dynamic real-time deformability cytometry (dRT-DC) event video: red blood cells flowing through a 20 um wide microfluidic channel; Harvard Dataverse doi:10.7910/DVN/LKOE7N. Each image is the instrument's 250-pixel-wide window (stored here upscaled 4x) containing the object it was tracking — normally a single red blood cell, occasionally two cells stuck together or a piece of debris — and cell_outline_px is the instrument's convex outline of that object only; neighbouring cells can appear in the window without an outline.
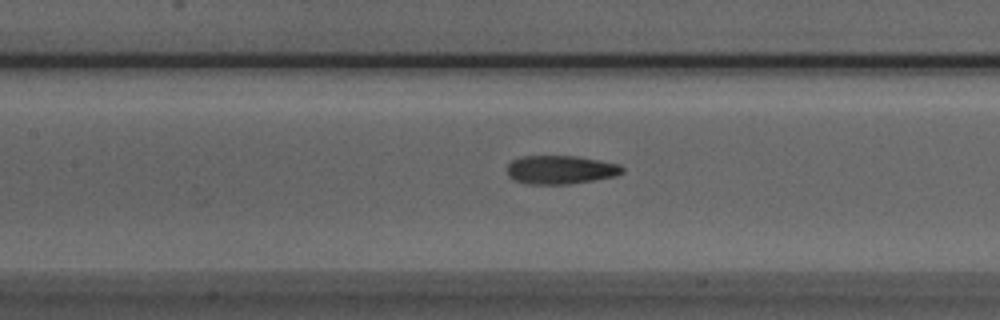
{"species": "Egyptian fruit bat (a non-hibernating species)", "species_latin": "Rousettus aegyptiacus", "temperature_condition": "room temperature", "stored_images_in_passage": 40, "camera_frame_rate_fps": 3000, "um_per_image_px": 0.085, "animal": {"sex": "male"}, "frame": {"image": 1, "passage_image": 17, "time_ms": 5.333, "image_size_px": [1000, 320], "cell_outline_px": [[624, 172], [616, 176], [568, 184], [528, 184], [512, 180], [508, 176], [508, 164], [512, 160], [520, 156], [576, 156], [620, 164], [624, 168]], "centroid_in_image_um": [47.63, 14.43], "position_along_channel_um": 159.8, "area_um2": 19.25}}
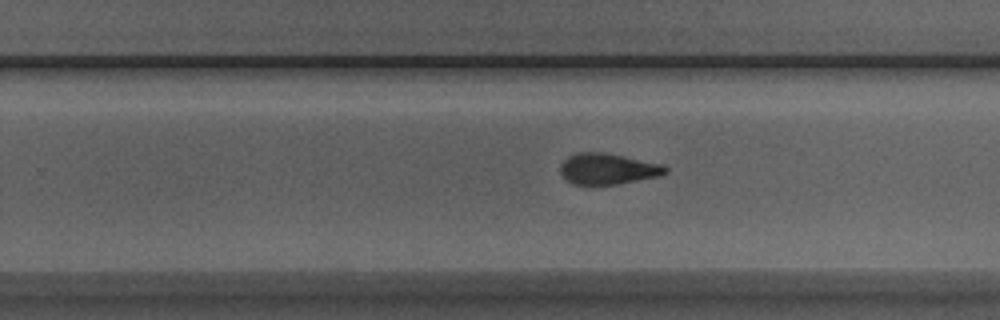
{"frame": {"image": 2, "passage_image": 26, "time_ms": 8.333, "image_size_px": [1000, 320], "cell_outline_px": [[668, 172], [660, 176], [620, 184], [572, 184], [560, 172], [560, 164], [568, 156], [576, 152], [604, 152], [664, 164], [668, 168]], "centroid_in_image_um": [51.69, 14.34], "position_along_channel_um": 278.1, "area_um2": 19.13}}
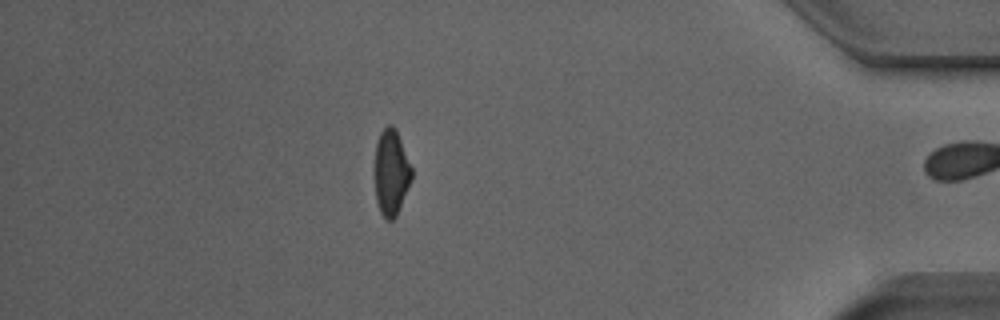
{"frame": {"image": 3, "passage_image": 39, "time_ms": 12.667, "image_size_px": [1000, 320], "cell_outline_px": [[412, 180], [396, 216], [392, 220], [388, 220], [380, 212], [376, 200], [372, 172], [376, 144], [380, 132], [388, 124], [392, 124], [400, 140], [412, 168]], "centroid_in_image_um": [33.2, 14.67], "position_along_channel_um": 402.0, "area_um2": 18.84}, "authors_computed_cell_mechanics": {"area_um2": 19.2763, "velocity_mm_per_s": 3.9667, "shape_relaxation_time_tau1_ms": null, "shape_relaxation_time_tau2_ms": 1.8001, "deformation_change_tau1": null, "deformation_change_tau2": 0.1008}}